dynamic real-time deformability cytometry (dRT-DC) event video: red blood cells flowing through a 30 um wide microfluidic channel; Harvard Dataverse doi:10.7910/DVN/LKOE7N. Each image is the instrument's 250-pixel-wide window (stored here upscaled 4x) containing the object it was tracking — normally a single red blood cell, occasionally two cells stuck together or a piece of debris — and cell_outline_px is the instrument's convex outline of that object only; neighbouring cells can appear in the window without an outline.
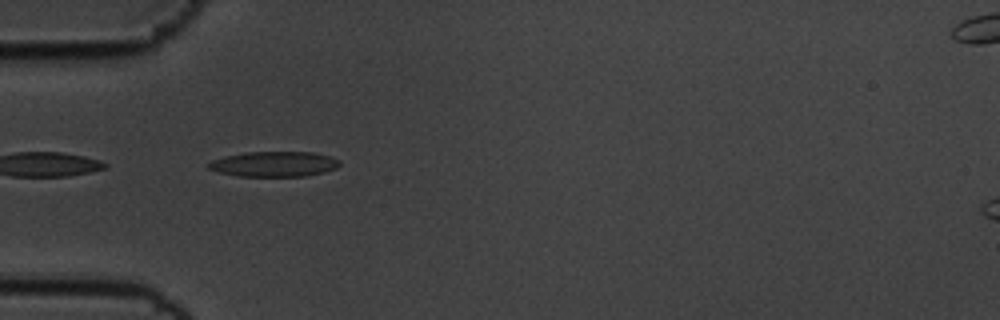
{"species": "common noctule bat (a hibernating species)", "species_latin": "Nyctalus noctula", "temperature_condition": "cold", "stored_images_in_passage": 52, "camera_frame_rate_fps": 3000, "um_per_image_px": 0.085, "animal": {"sex": "male", "body_mass_g": 19.5, "forearm_length_mm": 54.6}, "frame": {"image": 1, "passage_image": 13, "time_ms": 4.0, "image_size_px": [1000, 320], "cell_outline_px": [[340, 164], [336, 168], [324, 172], [308, 176], [240, 176], [216, 172], [208, 168], [208, 164], [212, 160], [228, 156], [248, 152], [312, 152], [332, 156], [340, 160]], "centroid_in_image_um": [23.34, 13.95], "position_along_channel_um": 61.7, "area_um2": 19.25}}
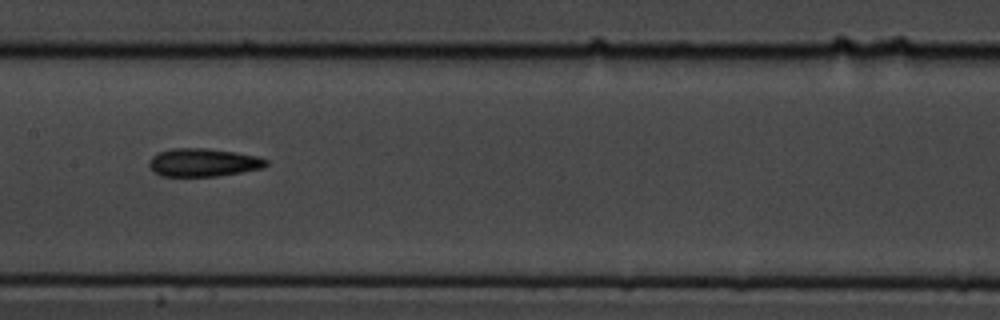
{"frame": {"image": 2, "passage_image": 24, "time_ms": 7.667, "image_size_px": [1000, 320], "cell_outline_px": [[268, 164], [264, 168], [216, 176], [160, 176], [148, 164], [148, 160], [152, 156], [160, 152], [172, 148], [208, 148], [236, 152], [260, 156], [268, 160]], "centroid_in_image_um": [17.31, 13.8], "position_along_channel_um": 190.1, "area_um2": 19.25}}
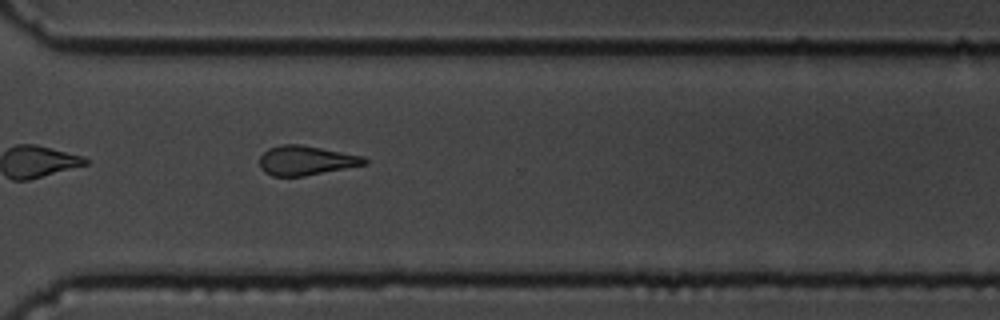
{"frame": {"image": 3, "passage_image": 37, "time_ms": 12.0, "image_size_px": [1000, 320], "cell_outline_px": [[368, 164], [304, 176], [272, 176], [264, 172], [260, 168], [260, 156], [268, 148], [280, 144], [300, 144], [364, 156], [368, 160]], "centroid_in_image_um": [26.0, 13.64], "position_along_channel_um": 344.6, "area_um2": 18.09}, "authors_computed_cell_mechanics": {"area_um2": 18.8139, "velocity_mm_per_s": 3.5776, "shape_relaxation_time_tau1_ms": 7.6104, "shape_relaxation_time_tau2_ms": 3.001, "deformation_change_tau1": 0.1732, "deformation_change_tau2": 0.1156}}